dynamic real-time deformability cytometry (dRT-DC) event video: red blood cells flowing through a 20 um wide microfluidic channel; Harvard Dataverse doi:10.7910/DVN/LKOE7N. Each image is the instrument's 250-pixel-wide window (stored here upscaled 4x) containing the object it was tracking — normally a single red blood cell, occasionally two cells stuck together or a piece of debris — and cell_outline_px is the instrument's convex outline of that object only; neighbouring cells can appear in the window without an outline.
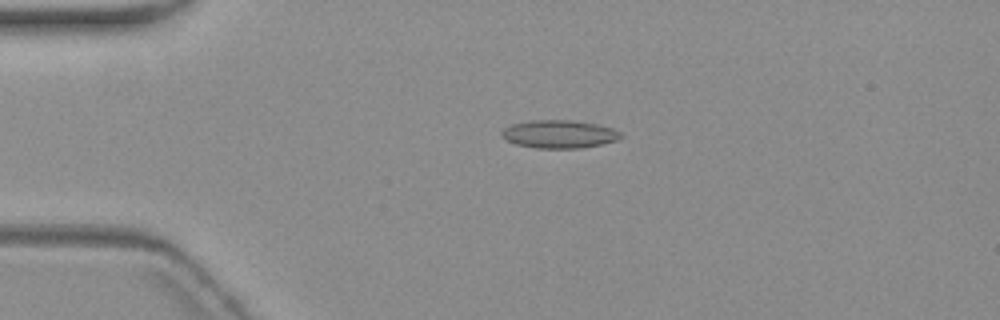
{"species": "common noctule bat (a hibernating species)", "species_latin": "Nyctalus noctula", "temperature_condition": "warm", "stored_images_in_passage": 5, "camera_frame_rate_fps": 3000, "um_per_image_px": 0.085, "animal": {"sex": "female", "body_mass_g": 19.3, "forearm_length_mm": 54.1}, "frame": {"image": 1, "passage_image": 4, "time_ms": 3.333, "image_size_px": [1000, 320], "cell_outline_px": [[624, 136], [616, 140], [600, 144], [580, 148], [536, 148], [516, 144], [504, 140], [500, 136], [500, 132], [504, 128], [512, 124], [532, 120], [572, 120], [596, 124], [612, 128], [620, 132]], "centroid_in_image_um": [47.49, 11.4], "position_along_channel_um": 37.5, "area_um2": 19.48}}